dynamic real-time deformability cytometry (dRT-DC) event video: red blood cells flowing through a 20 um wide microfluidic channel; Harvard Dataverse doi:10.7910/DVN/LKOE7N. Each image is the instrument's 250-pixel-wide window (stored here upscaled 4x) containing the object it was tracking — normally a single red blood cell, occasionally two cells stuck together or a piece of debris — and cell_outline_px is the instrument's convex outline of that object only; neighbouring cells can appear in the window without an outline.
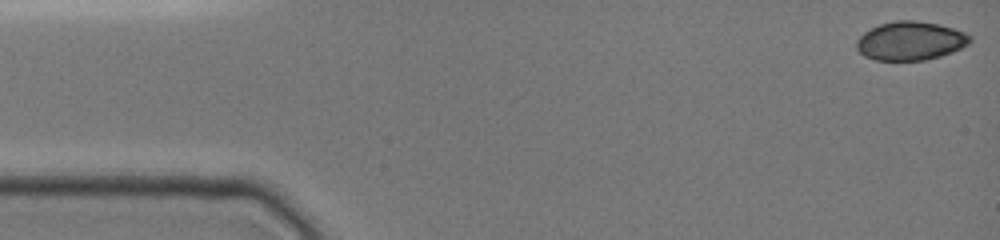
{"species": "common noctule bat (a hibernating species)", "species_latin": "Nyctalus noctula", "temperature_condition": "cold", "stored_images_in_passage": 16, "camera_frame_rate_fps": 3000, "um_per_image_px": 0.085, "animal": {"sex": "female", "body_mass_g": 19.0, "forearm_length_mm": 51.5}, "frame": {"image": 1, "passage_image": 1, "time_ms": 0.0, "image_size_px": [1000, 240], "cell_outline_px": [[972, 40], [968, 44], [952, 52], [940, 56], [924, 60], [876, 60], [864, 56], [856, 48], [856, 40], [864, 32], [880, 24], [896, 20], [916, 20], [940, 24], [964, 32], [972, 36]], "centroid_in_image_um": [77.39, 3.47], "position_along_channel_um": 7.6, "area_um2": 25.61}}
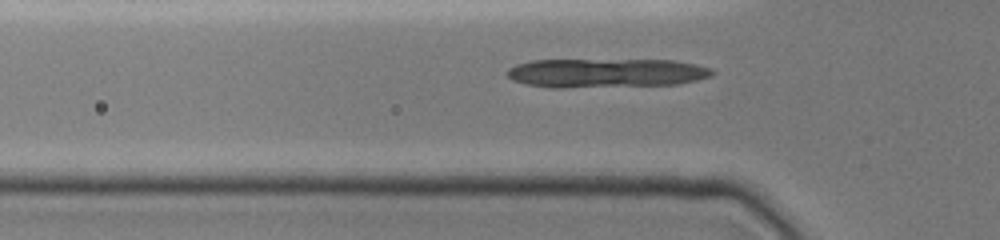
{"frame": {"image": 2, "passage_image": 7, "time_ms": 4.667, "image_size_px": [1000, 240], "cell_outline_px": [[716, 72], [712, 76], [680, 84], [560, 88], [548, 88], [524, 84], [512, 80], [504, 72], [508, 68], [516, 64], [532, 60], [672, 60], [696, 64], [712, 68]], "centroid_in_image_um": [51.49, 6.21], "position_along_channel_um": 74.3, "area_um2": 35.14}}
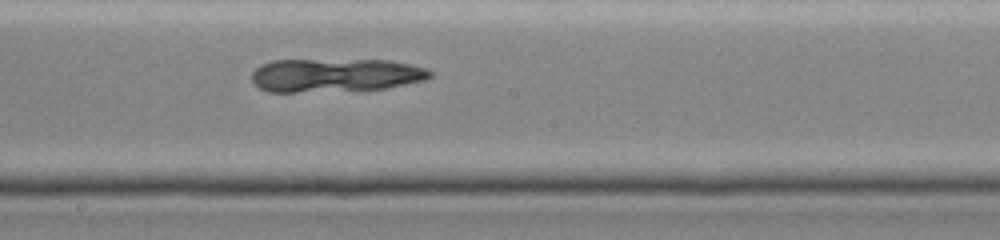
{"frame": {"image": 3, "passage_image": 16, "time_ms": 8.333, "image_size_px": [1000, 240], "cell_outline_px": [[432, 76], [424, 80], [384, 88], [296, 92], [268, 92], [252, 84], [252, 72], [260, 64], [272, 60], [392, 60], [412, 64], [428, 68], [432, 72]], "centroid_in_image_um": [28.48, 6.38], "position_along_channel_um": 219.7, "area_um2": 34.85}}